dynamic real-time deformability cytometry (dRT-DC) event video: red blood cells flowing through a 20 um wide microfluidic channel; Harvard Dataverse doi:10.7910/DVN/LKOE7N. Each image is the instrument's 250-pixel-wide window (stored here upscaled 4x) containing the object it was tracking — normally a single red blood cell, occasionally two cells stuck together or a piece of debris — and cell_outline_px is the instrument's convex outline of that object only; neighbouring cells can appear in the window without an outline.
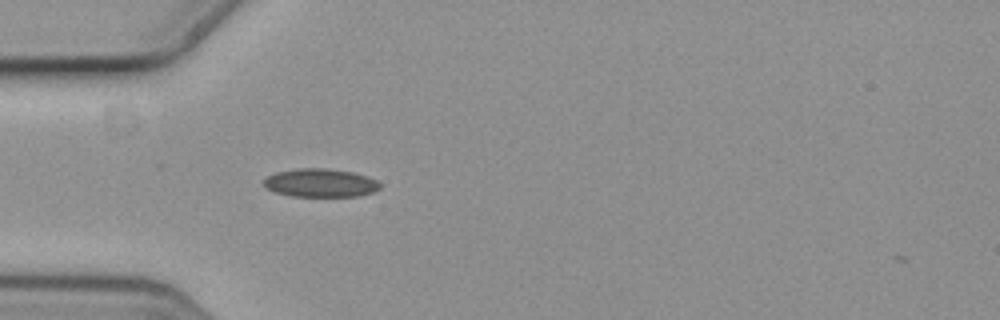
{"species": "common noctule bat (a hibernating species)", "species_latin": "Nyctalus noctula", "temperature_condition": "cold", "stored_images_in_passage": 4, "camera_frame_rate_fps": 3000, "um_per_image_px": 0.085, "animal": {"sex": "female", "body_mass_g": 19.3, "forearm_length_mm": 54.1}, "frame": {"image": 1, "passage_image": 4, "time_ms": 1.0, "image_size_px": [1000, 320], "cell_outline_px": [[380, 188], [372, 192], [360, 196], [292, 196], [276, 192], [264, 188], [264, 180], [268, 176], [276, 172], [296, 168], [328, 168], [352, 172], [368, 176], [376, 180], [380, 184]], "centroid_in_image_um": [27.23, 15.54], "position_along_channel_um": 57.8, "area_um2": 19.25}}